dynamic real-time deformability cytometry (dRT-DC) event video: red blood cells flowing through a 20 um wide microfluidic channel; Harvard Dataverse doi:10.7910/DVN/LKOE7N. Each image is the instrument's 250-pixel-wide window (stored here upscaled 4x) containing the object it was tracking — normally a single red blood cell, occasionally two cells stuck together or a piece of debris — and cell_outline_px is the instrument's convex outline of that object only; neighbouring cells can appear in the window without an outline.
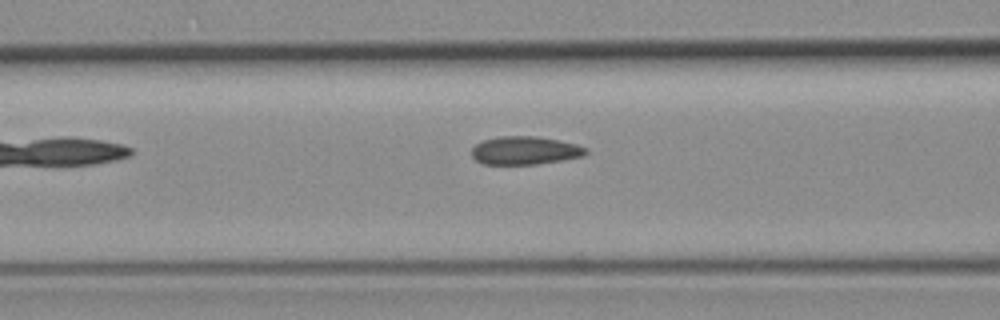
{"species": "common noctule bat (a hibernating species)", "species_latin": "Nyctalus noctula", "temperature_condition": "room temperature", "stored_images_in_passage": 6, "camera_frame_rate_fps": 3000, "um_per_image_px": 0.085, "animal": {"sex": "female", "body_mass_g": 19.3, "forearm_length_mm": 54.1}, "frame": {"image": 1, "passage_image": 6, "time_ms": 6.0, "image_size_px": [1000, 320], "cell_outline_px": [[588, 152], [584, 156], [536, 164], [484, 164], [476, 160], [472, 156], [472, 148], [476, 144], [484, 140], [500, 136], [536, 136], [576, 144], [588, 148]], "centroid_in_image_um": [44.62, 12.79], "position_along_channel_um": 122.0, "area_um2": 18.61}}